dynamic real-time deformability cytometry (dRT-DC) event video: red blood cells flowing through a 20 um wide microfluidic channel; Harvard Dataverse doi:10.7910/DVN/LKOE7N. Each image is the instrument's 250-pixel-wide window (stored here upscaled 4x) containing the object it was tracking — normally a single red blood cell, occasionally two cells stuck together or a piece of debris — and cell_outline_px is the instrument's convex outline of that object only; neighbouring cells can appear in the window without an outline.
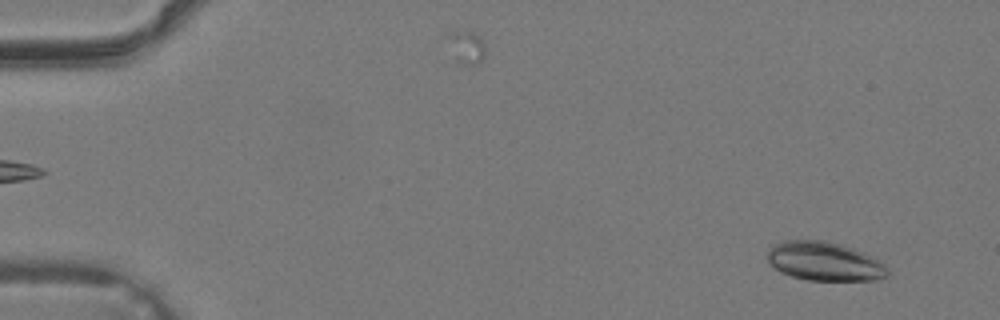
{"species": "common noctule bat (a hibernating species)", "species_latin": "Nyctalus noctula", "temperature_condition": "warm", "stored_images_in_passage": 16, "camera_frame_rate_fps": 3000, "um_per_image_px": 0.085, "animal": {"sex": "male", "body_mass_g": 19.2, "forearm_length_mm": 51.8}, "frame": {"image": 1, "passage_image": 2, "time_ms": 0.333, "image_size_px": [1000, 320], "cell_outline_px": [[888, 276], [880, 280], [808, 280], [792, 276], [780, 272], [772, 268], [768, 264], [768, 248], [772, 244], [784, 240], [824, 240], [840, 244], [864, 252], [880, 260], [888, 268]], "centroid_in_image_um": [70.06, 22.21], "position_along_channel_um": 14.9, "area_um2": 27.63}}
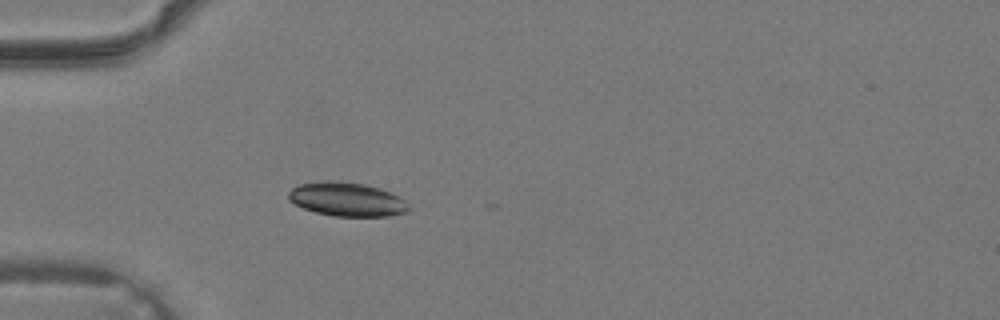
{"frame": {"image": 2, "passage_image": 11, "time_ms": 3.333, "image_size_px": [1000, 320], "cell_outline_px": [[408, 212], [388, 216], [336, 216], [316, 212], [304, 208], [288, 200], [288, 192], [292, 188], [300, 184], [336, 180], [364, 184], [380, 188], [404, 200], [408, 204]], "centroid_in_image_um": [29.48, 16.94], "position_along_channel_um": 55.5, "area_um2": 23.41}}
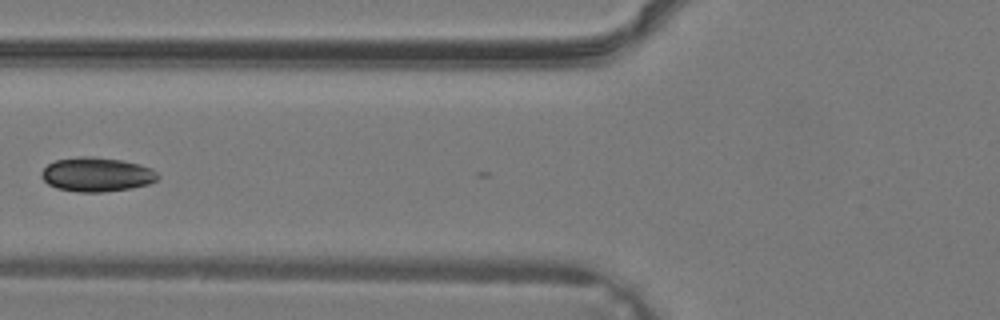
{"frame": {"image": 3, "passage_image": 15, "time_ms": 4.667, "image_size_px": [1000, 320], "cell_outline_px": [[160, 176], [156, 180], [148, 184], [132, 188], [100, 192], [80, 192], [56, 188], [48, 184], [40, 176], [40, 172], [48, 164], [56, 160], [76, 156], [92, 156], [120, 160], [140, 164], [152, 168]], "centroid_in_image_um": [8.21, 14.82], "position_along_channel_um": 117.6, "area_um2": 23.29}}